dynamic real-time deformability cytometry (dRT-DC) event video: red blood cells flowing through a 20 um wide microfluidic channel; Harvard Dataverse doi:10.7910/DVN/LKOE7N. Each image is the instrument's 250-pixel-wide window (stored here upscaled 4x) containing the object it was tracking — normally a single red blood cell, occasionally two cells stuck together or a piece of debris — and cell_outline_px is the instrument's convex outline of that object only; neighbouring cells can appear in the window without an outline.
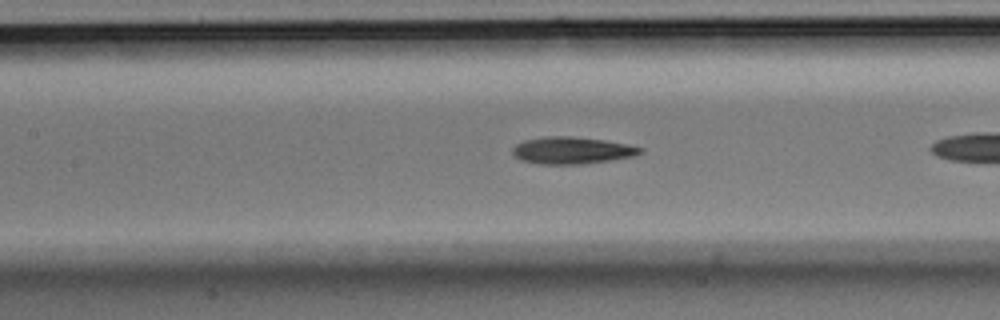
{"species": "Egyptian fruit bat (a non-hibernating species)", "species_latin": "Rousettus aegyptiacus", "temperature_condition": "room temperature", "stored_images_in_passage": 22, "camera_frame_rate_fps": 3000, "um_per_image_px": 0.085, "animal": {"sex": "male"}, "frame": {"image": 1, "passage_image": 7, "time_ms": 2.0, "image_size_px": [1000, 320], "cell_outline_px": [[644, 152], [636, 156], [580, 164], [540, 164], [520, 160], [512, 156], [512, 148], [516, 144], [524, 140], [544, 136], [572, 136], [604, 140], [628, 144], [644, 148]], "centroid_in_image_um": [48.6, 12.78], "position_along_channel_um": 158.8, "area_um2": 20.29}}
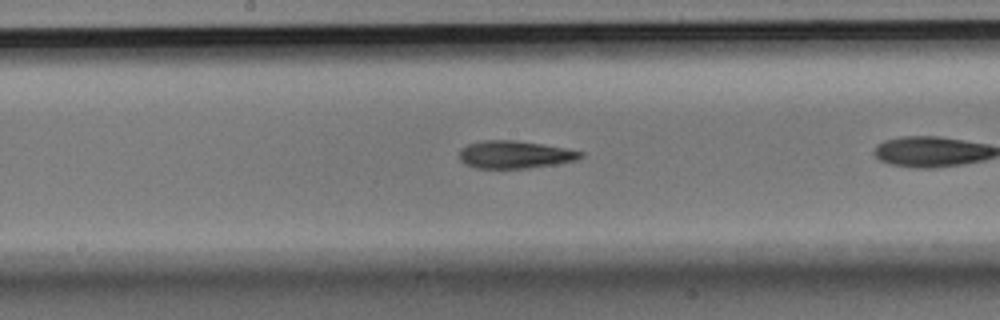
{"frame": {"image": 2, "passage_image": 10, "time_ms": 3.0, "image_size_px": [1000, 320], "cell_outline_px": [[584, 156], [576, 160], [556, 164], [528, 168], [476, 168], [464, 164], [460, 160], [460, 148], [468, 144], [484, 140], [516, 140], [564, 148], [584, 152]], "centroid_in_image_um": [43.74, 13.14], "position_along_channel_um": 204.5, "area_um2": 19.48}}